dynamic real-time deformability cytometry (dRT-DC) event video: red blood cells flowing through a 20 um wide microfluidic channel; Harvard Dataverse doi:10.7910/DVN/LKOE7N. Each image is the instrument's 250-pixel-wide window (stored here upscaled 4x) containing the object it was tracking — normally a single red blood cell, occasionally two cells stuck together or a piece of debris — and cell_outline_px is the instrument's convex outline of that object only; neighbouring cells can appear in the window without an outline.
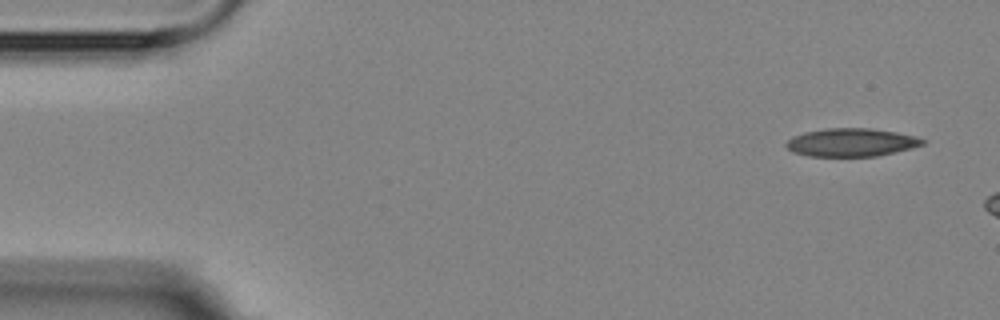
{"species": "Egyptian fruit bat (a non-hibernating species)", "species_latin": "Rousettus aegyptiacus", "temperature_condition": "room temperature", "stored_images_in_passage": 4, "camera_frame_rate_fps": 3000, "um_per_image_px": 0.085, "animal": {"sex": "female"}, "frame": {"image": 1, "passage_image": 1, "time_ms": 0.0, "image_size_px": [1000, 320], "cell_outline_px": [[928, 140], [924, 144], [912, 148], [876, 156], [808, 156], [792, 152], [784, 144], [792, 136], [804, 132], [828, 128], [868, 128], [896, 132], [916, 136]], "centroid_in_image_um": [72.37, 12.1], "position_along_channel_um": 12.6, "area_um2": 22.43}}